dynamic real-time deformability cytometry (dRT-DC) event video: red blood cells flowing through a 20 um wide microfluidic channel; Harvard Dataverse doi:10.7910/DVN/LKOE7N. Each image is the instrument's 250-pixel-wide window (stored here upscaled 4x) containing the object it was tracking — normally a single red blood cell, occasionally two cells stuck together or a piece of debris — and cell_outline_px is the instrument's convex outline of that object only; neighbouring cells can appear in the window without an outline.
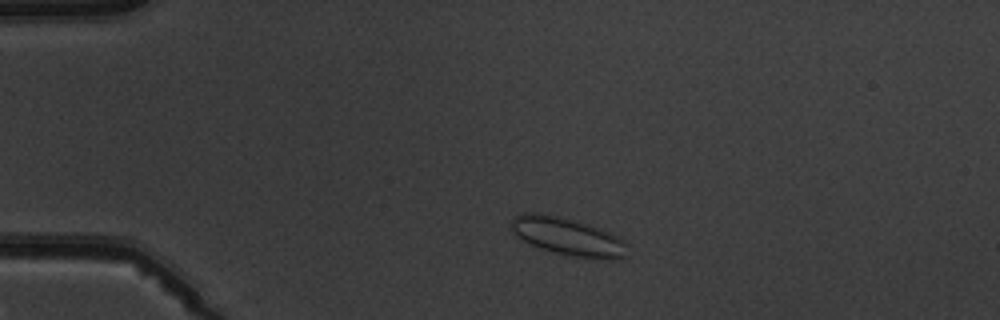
{"species": "common noctule bat (a hibernating species)", "species_latin": "Nyctalus noctula", "temperature_condition": "warm", "stored_images_in_passage": 5, "camera_frame_rate_fps": 3000, "um_per_image_px": 0.085, "animal": {"sex": "male", "body_mass_g": 19.5, "forearm_length_mm": 54.6}, "frame": {"image": 1, "passage_image": 2, "time_ms": 1.0, "image_size_px": [1000, 320], "cell_outline_px": [[624, 256], [612, 260], [604, 260], [576, 256], [556, 252], [540, 248], [516, 236], [512, 232], [512, 220], [516, 216], [524, 212], [544, 212], [576, 220], [588, 224], [608, 232], [624, 240]], "centroid_in_image_um": [48.21, 20.08], "position_along_channel_um": 36.8, "area_um2": 25.2}}
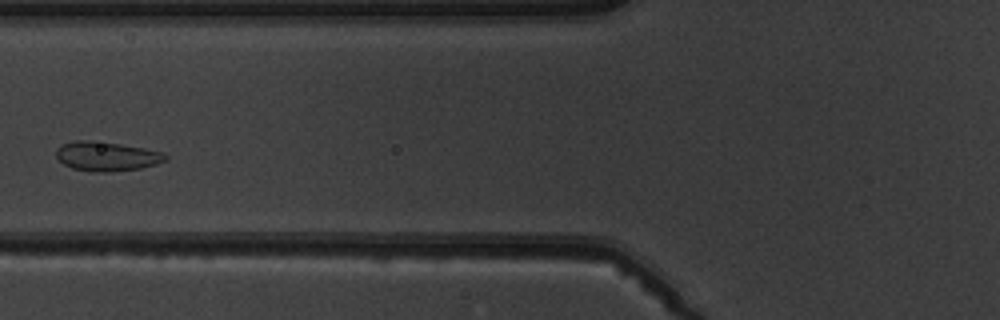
{"frame": {"image": 2, "passage_image": 4, "time_ms": 4.333, "image_size_px": [1000, 320], "cell_outline_px": [[168, 160], [156, 164], [140, 168], [108, 172], [88, 172], [72, 168], [64, 164], [56, 156], [56, 148], [64, 144], [76, 140], [92, 140], [120, 144], [144, 148], [160, 152], [168, 156]], "centroid_in_image_um": [9.05, 13.29], "position_along_channel_um": 116.7, "area_um2": 18.67}}
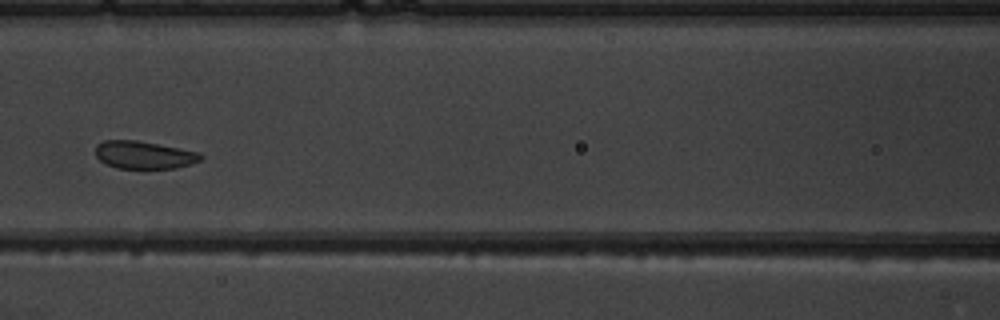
{"frame": {"image": 3, "passage_image": 5, "time_ms": 5.333, "image_size_px": [1000, 320], "cell_outline_px": [[204, 156], [200, 160], [176, 168], [116, 168], [100, 160], [96, 156], [96, 144], [104, 140], [136, 140], [200, 152]], "centroid_in_image_um": [12.23, 13.16], "position_along_channel_um": 154.4, "area_um2": 16.82}}